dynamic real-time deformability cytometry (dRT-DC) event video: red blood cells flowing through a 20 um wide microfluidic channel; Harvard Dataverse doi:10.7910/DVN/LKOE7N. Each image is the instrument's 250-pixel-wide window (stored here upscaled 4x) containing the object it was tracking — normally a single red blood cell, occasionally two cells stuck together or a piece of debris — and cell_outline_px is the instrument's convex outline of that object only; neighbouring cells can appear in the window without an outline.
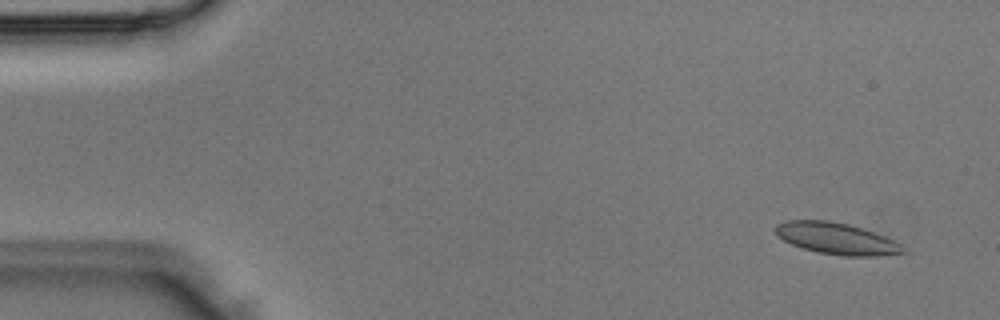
{"species": "Egyptian fruit bat (a non-hibernating species)", "species_latin": "Rousettus aegyptiacus", "temperature_condition": "room temperature", "stored_images_in_passage": 2, "segment_of_instrument_passage": [2, 2], "camera_frame_rate_fps": 3000, "um_per_image_px": 0.085, "animal": {"sex": "male"}, "frame": {"image": 1, "passage_image": 2, "time_ms": 0.333, "image_size_px": [1000, 320], "cell_outline_px": [[908, 252], [880, 256], [844, 256], [816, 252], [792, 244], [784, 240], [772, 228], [776, 224], [788, 220], [828, 220], [848, 224], [884, 236], [900, 244]], "centroid_in_image_um": [71.09, 20.28], "position_along_channel_um": 13.9, "area_um2": 23.29}}